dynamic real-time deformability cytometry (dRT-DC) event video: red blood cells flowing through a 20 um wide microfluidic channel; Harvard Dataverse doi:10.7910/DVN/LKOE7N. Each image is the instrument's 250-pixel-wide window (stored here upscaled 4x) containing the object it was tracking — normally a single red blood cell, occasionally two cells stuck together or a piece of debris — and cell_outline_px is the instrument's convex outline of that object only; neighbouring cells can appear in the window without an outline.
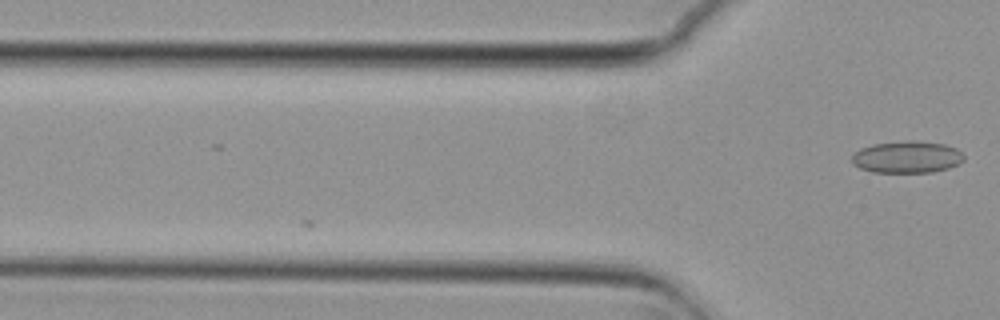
{"species": "common noctule bat (a hibernating species)", "species_latin": "Nyctalus noctula", "temperature_condition": "cold", "stored_images_in_passage": 3, "camera_frame_rate_fps": 3000, "um_per_image_px": 0.085, "animal": {"sex": "female", "body_mass_g": 29.2, "forearm_length_mm": 56.3}, "frame": {"image": 1, "passage_image": 3, "time_ms": 0.667, "image_size_px": [1000, 320], "cell_outline_px": [[964, 160], [960, 164], [948, 168], [932, 172], [872, 172], [860, 168], [852, 164], [852, 156], [860, 148], [872, 144], [908, 140], [912, 140], [944, 144], [956, 148], [964, 156]], "centroid_in_image_um": [77.09, 13.35], "position_along_channel_um": 48.7, "area_um2": 20.92}}